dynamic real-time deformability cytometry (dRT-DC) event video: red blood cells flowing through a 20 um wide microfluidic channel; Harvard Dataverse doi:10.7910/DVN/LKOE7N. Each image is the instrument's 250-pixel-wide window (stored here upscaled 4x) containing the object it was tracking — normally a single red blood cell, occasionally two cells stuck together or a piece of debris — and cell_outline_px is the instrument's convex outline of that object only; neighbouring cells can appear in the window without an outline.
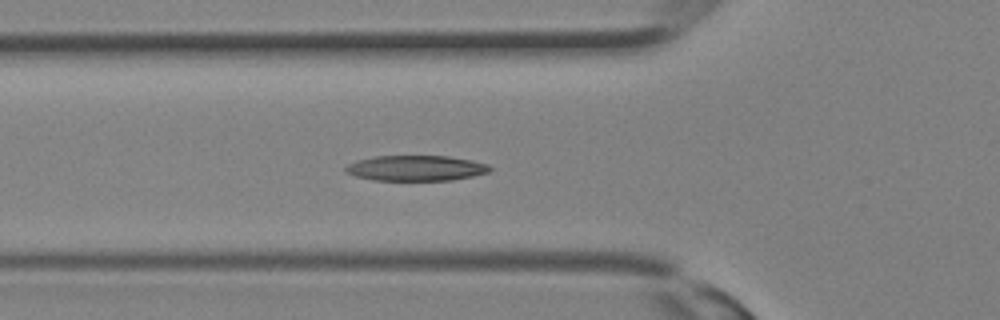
{"species": "Egyptian fruit bat (a non-hibernating species)", "species_latin": "Rousettus aegyptiacus", "temperature_condition": "room temperature", "stored_images_in_passage": 15, "camera_frame_rate_fps": 3000, "um_per_image_px": 0.085, "animal": {"sex": "female"}, "frame": {"image": 1, "passage_image": 5, "time_ms": 1.333, "image_size_px": [1000, 320], "cell_outline_px": [[492, 168], [488, 172], [472, 176], [452, 180], [372, 180], [356, 176], [344, 172], [344, 168], [348, 164], [356, 160], [376, 156], [448, 156], [472, 160], [488, 164]], "centroid_in_image_um": [35.33, 14.29], "position_along_channel_um": 90.5, "area_um2": 21.39}}
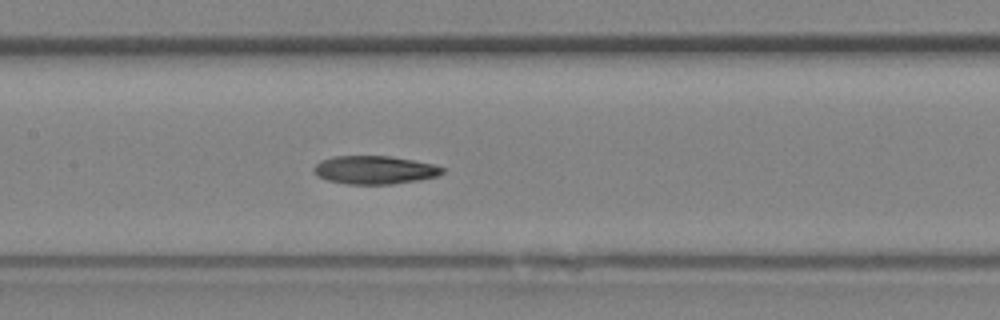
{"frame": {"image": 2, "passage_image": 9, "time_ms": 2.667, "image_size_px": [1000, 320], "cell_outline_px": [[444, 172], [436, 176], [416, 180], [392, 184], [348, 184], [328, 180], [316, 176], [312, 168], [320, 160], [332, 156], [388, 156], [412, 160], [432, 164], [444, 168]], "centroid_in_image_um": [31.78, 14.44], "position_along_channel_um": 175.6, "area_um2": 21.04}}
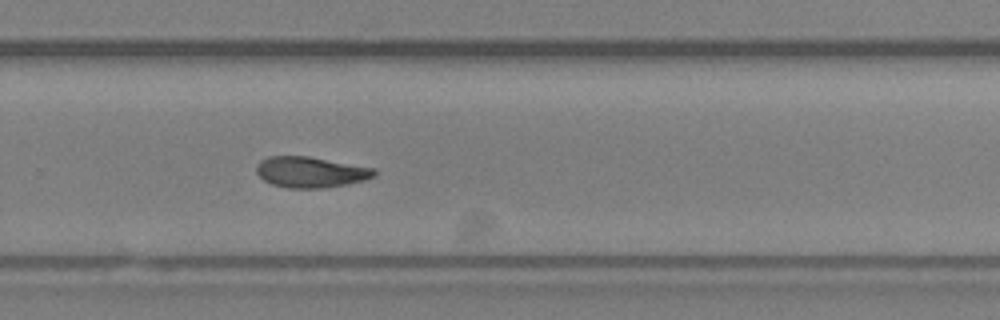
{"frame": {"image": 3, "passage_image": 15, "time_ms": 4.667, "image_size_px": [1000, 320], "cell_outline_px": [[376, 172], [372, 176], [364, 180], [348, 184], [324, 188], [288, 188], [272, 184], [264, 180], [256, 172], [256, 164], [260, 160], [268, 156], [308, 156], [376, 168]], "centroid_in_image_um": [26.38, 14.62], "position_along_channel_um": 303.4, "area_um2": 21.21}}